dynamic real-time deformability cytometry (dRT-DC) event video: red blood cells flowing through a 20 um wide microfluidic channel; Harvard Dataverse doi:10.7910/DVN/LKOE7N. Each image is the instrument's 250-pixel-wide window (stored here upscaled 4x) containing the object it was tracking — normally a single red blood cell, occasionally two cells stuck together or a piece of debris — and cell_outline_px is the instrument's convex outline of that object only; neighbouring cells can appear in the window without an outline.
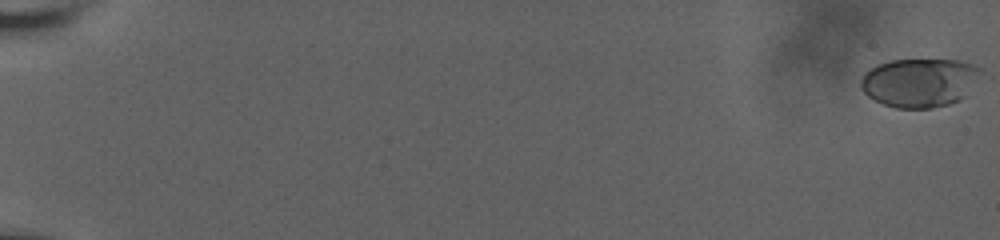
{"species": "human", "species_latin": "Homo sapiens", "temperature_condition": "room temperature", "stored_images_in_passage": 44, "camera_frame_rate_fps": 3000, "um_per_image_px": 0.085, "donor": {"sex": "male"}, "frame": {"image": 1, "passage_image": 1, "time_ms": 0.0, "image_size_px": [1000, 240], "cell_outline_px": [[984, 72], [964, 96], [960, 100], [948, 104], [932, 108], [896, 108], [884, 104], [868, 96], [860, 88], [860, 80], [864, 72], [868, 68], [876, 64], [892, 60], [960, 60], [984, 68]], "centroid_in_image_um": [78.17, 7.0], "position_along_channel_um": 6.8, "area_um2": 34.45}}
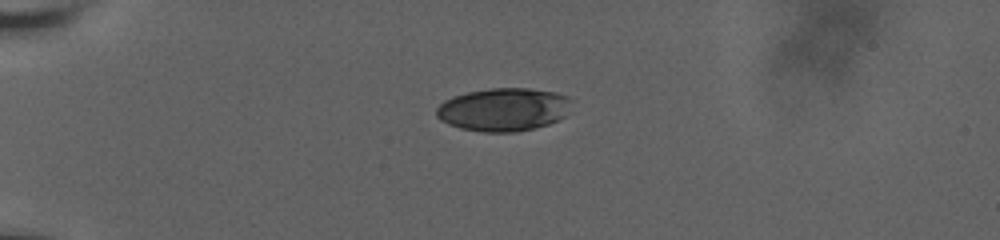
{"frame": {"image": 2, "passage_image": 37, "time_ms": 6.0, "image_size_px": [1000, 240], "cell_outline_px": [[572, 100], [564, 116], [548, 124], [516, 132], [484, 132], [460, 128], [448, 124], [440, 120], [436, 116], [436, 108], [444, 100], [452, 96], [468, 92], [492, 88], [528, 88], [556, 92], [568, 96]], "centroid_in_image_um": [42.77, 9.3], "position_along_channel_um": 42.2, "area_um2": 33.93}}